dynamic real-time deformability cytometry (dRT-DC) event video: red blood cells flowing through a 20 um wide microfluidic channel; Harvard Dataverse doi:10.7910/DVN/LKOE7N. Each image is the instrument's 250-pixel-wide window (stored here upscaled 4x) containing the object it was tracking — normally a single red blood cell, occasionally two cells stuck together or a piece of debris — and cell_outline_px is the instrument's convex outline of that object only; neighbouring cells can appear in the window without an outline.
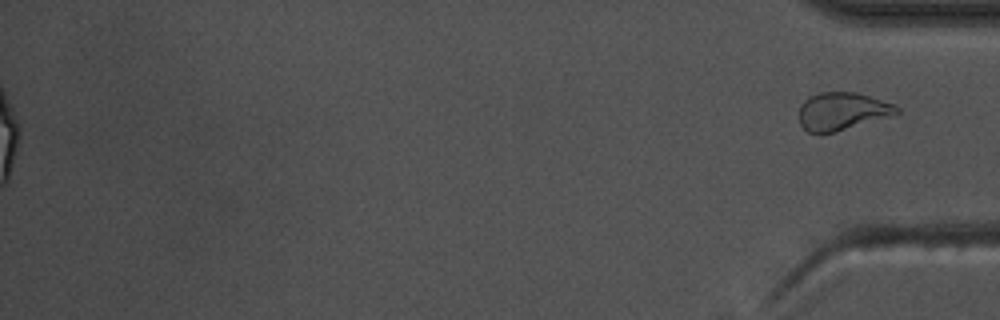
{"species": "common noctule bat (a hibernating species)", "species_latin": "Nyctalus noctula", "temperature_condition": "warm", "stored_images_in_passage": 38, "segment_of_instrument_passage": [2, 2], "camera_frame_rate_fps": 3000, "um_per_image_px": 0.085, "animal": {"sex": "male", "body_mass_g": 17.5, "forearm_length_mm": 52.3}, "frame": {"image": 1, "passage_image": 38, "time_ms": 12.333, "image_size_px": [1000, 320], "cell_outline_px": [[900, 112], [896, 116], [836, 132], [820, 136], [808, 132], [800, 124], [800, 104], [804, 100], [820, 92], [856, 92], [896, 104], [900, 108]], "centroid_in_image_um": [71.64, 9.49], "position_along_channel_um": 363.6, "area_um2": 22.2}}